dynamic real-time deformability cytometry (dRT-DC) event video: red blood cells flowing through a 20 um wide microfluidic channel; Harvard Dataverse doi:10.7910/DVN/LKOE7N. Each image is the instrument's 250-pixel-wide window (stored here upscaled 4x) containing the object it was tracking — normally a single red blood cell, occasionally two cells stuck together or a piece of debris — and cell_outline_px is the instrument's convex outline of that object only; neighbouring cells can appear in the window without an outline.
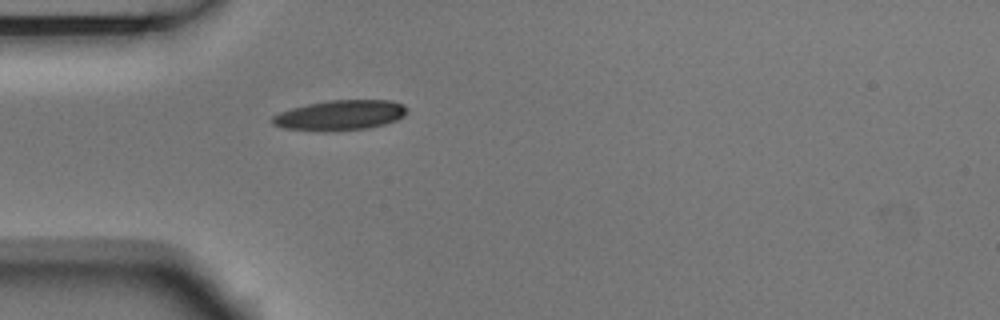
{"species": "Egyptian fruit bat (a non-hibernating species)", "species_latin": "Rousettus aegyptiacus", "temperature_condition": "room temperature", "stored_images_in_passage": 1, "camera_frame_rate_fps": 3000, "um_per_image_px": 0.085, "animal": {"sex": "male"}, "frame": {"image": 1, "passage_image": 1, "time_ms": 0.0, "image_size_px": [1000, 320], "cell_outline_px": [[408, 112], [404, 116], [396, 120], [384, 124], [368, 128], [284, 128], [272, 124], [272, 116], [280, 112], [292, 108], [308, 104], [328, 100], [388, 100], [404, 104], [408, 108]], "centroid_in_image_um": [28.99, 9.73], "position_along_channel_um": 56.0, "area_um2": 22.54}}